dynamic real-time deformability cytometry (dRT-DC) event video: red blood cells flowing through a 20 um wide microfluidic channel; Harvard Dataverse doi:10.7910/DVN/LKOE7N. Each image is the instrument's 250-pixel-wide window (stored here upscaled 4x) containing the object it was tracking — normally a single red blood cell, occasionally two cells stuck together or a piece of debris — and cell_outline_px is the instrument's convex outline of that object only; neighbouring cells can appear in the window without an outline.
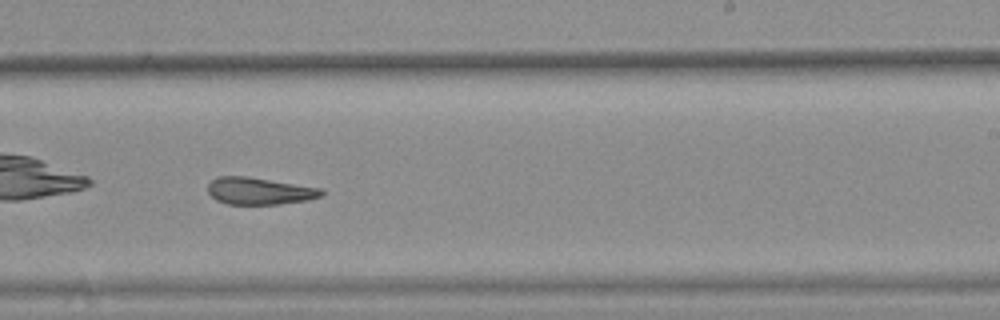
{"species": "common noctule bat (a hibernating species)", "species_latin": "Nyctalus noctula", "temperature_condition": "warm", "stored_images_in_passage": 29, "camera_frame_rate_fps": 3000, "um_per_image_px": 0.085, "animal": {"sex": "female", "body_mass_g": 25.1}, "frame": {"image": 1, "passage_image": 17, "time_ms": 5.333, "image_size_px": [1000, 320], "cell_outline_px": [[324, 192], [320, 196], [308, 200], [280, 204], [228, 204], [216, 200], [208, 192], [208, 184], [212, 180], [220, 176], [244, 176], [320, 188]], "centroid_in_image_um": [22.02, 16.24], "position_along_channel_um": 267.0, "area_um2": 17.63}, "authors_computed_cell_mechanics": {"area_um2": 18.5538, "velocity_mm_per_s": 3.8057, "shape_relaxation_time_tau1_ms": null, "shape_relaxation_time_tau2_ms": 3.9114, "deformation_change_tau1": null, "deformation_change_tau2": 0.1335}}